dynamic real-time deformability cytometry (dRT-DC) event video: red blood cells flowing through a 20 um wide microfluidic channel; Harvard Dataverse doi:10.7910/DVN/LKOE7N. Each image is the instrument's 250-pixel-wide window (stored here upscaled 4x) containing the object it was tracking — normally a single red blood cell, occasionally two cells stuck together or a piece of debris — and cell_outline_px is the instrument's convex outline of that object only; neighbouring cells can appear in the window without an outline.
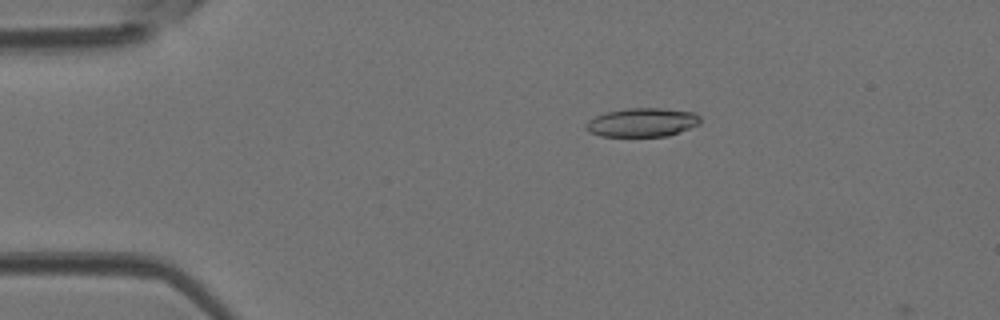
{"species": "Egyptian fruit bat (a non-hibernating species)", "species_latin": "Rousettus aegyptiacus", "temperature_condition": "room temperature", "stored_images_in_passage": 11, "camera_frame_rate_fps": 3000, "um_per_image_px": 0.085, "animal": {"sex": "female"}, "frame": {"image": 1, "passage_image": 9, "time_ms": 2.667, "image_size_px": [1000, 320], "cell_outline_px": [[700, 124], [680, 132], [668, 136], [600, 136], [588, 132], [584, 128], [588, 120], [604, 112], [628, 108], [664, 108], [692, 112], [700, 116]], "centroid_in_image_um": [54.57, 10.4], "position_along_channel_um": 30.4, "area_um2": 19.31}}